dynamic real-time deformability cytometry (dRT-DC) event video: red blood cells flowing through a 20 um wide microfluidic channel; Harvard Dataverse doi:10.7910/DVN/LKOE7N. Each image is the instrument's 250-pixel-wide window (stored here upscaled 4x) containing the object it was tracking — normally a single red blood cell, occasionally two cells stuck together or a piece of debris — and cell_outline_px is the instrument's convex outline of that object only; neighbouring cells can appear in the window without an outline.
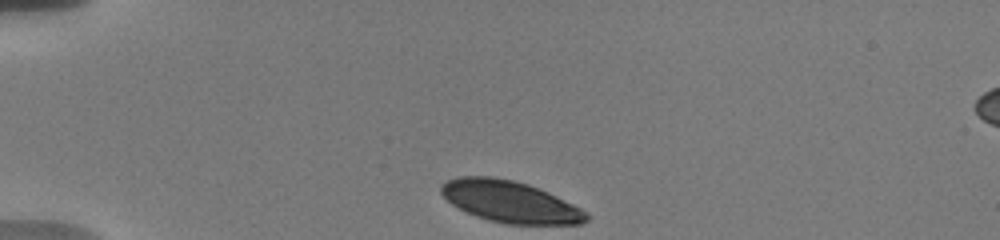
{"species": "human", "species_latin": "Homo sapiens", "temperature_condition": "warm", "stored_images_in_passage": 43, "camera_frame_rate_fps": 3000, "um_per_image_px": 0.085, "donor": {"sex": "male"}, "frame": {"image": 1, "passage_image": 1, "time_ms": 0.0, "image_size_px": [1000, 240], "cell_outline_px": [[588, 220], [580, 224], [508, 224], [488, 220], [476, 216], [452, 204], [440, 192], [440, 188], [448, 180], [460, 176], [492, 176], [512, 180], [528, 184], [548, 192], [588, 212]], "centroid_in_image_um": [43.37, 17.14], "position_along_channel_um": 41.6, "area_um2": 34.85}}
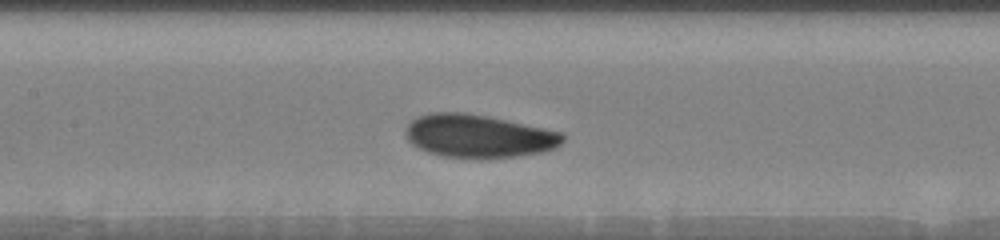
{"frame": {"image": 2, "passage_image": 15, "time_ms": 4.667, "image_size_px": [1000, 240], "cell_outline_px": [[564, 140], [556, 148], [544, 152], [520, 156], [488, 160], [440, 156], [428, 152], [412, 144], [408, 140], [404, 132], [404, 128], [412, 120], [428, 112], [460, 112], [484, 116], [564, 132]], "centroid_in_image_um": [40.68, 11.6], "position_along_channel_um": 166.7, "area_um2": 39.94}}
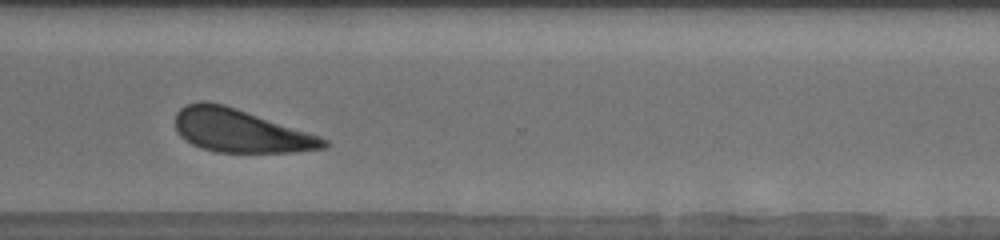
{"frame": {"image": 3, "passage_image": 30, "time_ms": 9.667, "image_size_px": [1000, 240], "cell_outline_px": [[328, 148], [292, 152], [216, 152], [192, 144], [180, 136], [176, 128], [176, 112], [180, 108], [188, 104], [200, 100], [208, 100], [224, 104], [320, 136], [328, 140]], "centroid_in_image_um": [20.43, 11.11], "position_along_channel_um": 350.2, "area_um2": 37.17}, "authors_computed_cell_mechanics": {"area_um2": 37.859, "velocity_mm_per_s": 3.6741, "shape_relaxation_time_tau1_ms": 2.1629, "shape_relaxation_time_tau2_ms": null, "deformation_change_tau1": 0.0996, "deformation_change_tau2": null}}